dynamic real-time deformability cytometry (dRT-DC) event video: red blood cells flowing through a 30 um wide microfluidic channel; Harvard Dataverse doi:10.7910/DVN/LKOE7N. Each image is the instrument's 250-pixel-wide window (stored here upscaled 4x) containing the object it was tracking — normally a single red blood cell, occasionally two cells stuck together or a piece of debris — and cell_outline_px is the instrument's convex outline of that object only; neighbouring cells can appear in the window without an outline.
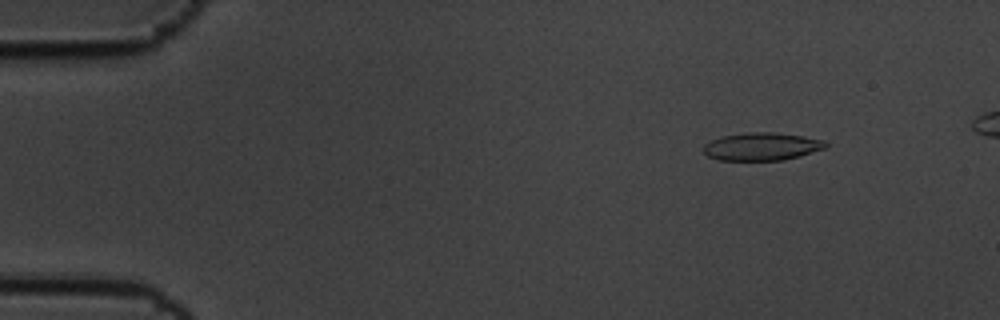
{"species": "common noctule bat (a hibernating species)", "species_latin": "Nyctalus noctula", "temperature_condition": "cold", "stored_images_in_passage": 5, "camera_frame_rate_fps": 3000, "um_per_image_px": 0.085, "animal": {"sex": "male", "body_mass_g": 19.5, "forearm_length_mm": 54.6}, "frame": {"image": 1, "passage_image": 2, "time_ms": 0.333, "image_size_px": [1000, 320], "cell_outline_px": [[828, 144], [824, 148], [800, 156], [784, 160], [720, 160], [708, 156], [704, 152], [704, 144], [712, 140], [724, 136], [748, 132], [772, 132], [804, 136], [824, 140]], "centroid_in_image_um": [64.77, 12.45], "position_along_channel_um": 20.2, "area_um2": 19.65}}